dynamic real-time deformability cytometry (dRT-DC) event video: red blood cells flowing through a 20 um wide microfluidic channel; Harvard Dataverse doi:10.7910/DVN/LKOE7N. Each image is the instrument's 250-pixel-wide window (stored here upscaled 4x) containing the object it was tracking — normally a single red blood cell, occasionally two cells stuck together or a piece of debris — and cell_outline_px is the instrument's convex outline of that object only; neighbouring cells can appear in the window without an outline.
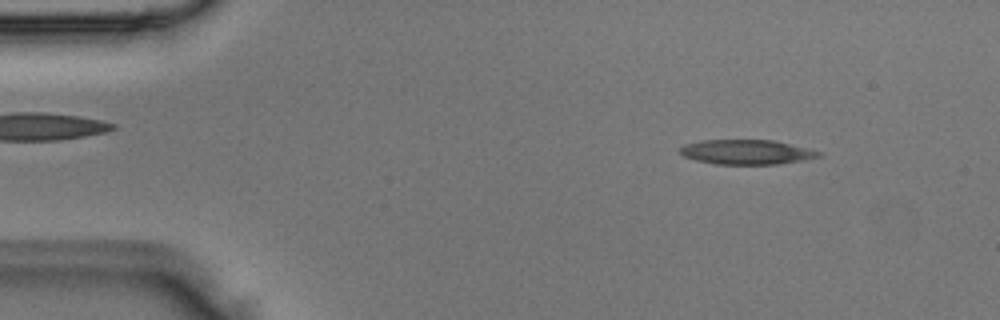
{"species": "Egyptian fruit bat (a non-hibernating species)", "species_latin": "Rousettus aegyptiacus", "temperature_condition": "room temperature", "stored_images_in_passage": 3, "camera_frame_rate_fps": 3000, "um_per_image_px": 0.085, "animal": {"sex": "male"}, "frame": {"image": 1, "passage_image": 1, "time_ms": 0.0, "image_size_px": [1000, 320], "cell_outline_px": [[824, 152], [820, 156], [804, 160], [780, 164], [716, 164], [696, 160], [684, 156], [680, 152], [680, 148], [684, 144], [700, 140], [772, 140]], "centroid_in_image_um": [63.46, 12.92], "position_along_channel_um": 21.5, "area_um2": 19.88}}